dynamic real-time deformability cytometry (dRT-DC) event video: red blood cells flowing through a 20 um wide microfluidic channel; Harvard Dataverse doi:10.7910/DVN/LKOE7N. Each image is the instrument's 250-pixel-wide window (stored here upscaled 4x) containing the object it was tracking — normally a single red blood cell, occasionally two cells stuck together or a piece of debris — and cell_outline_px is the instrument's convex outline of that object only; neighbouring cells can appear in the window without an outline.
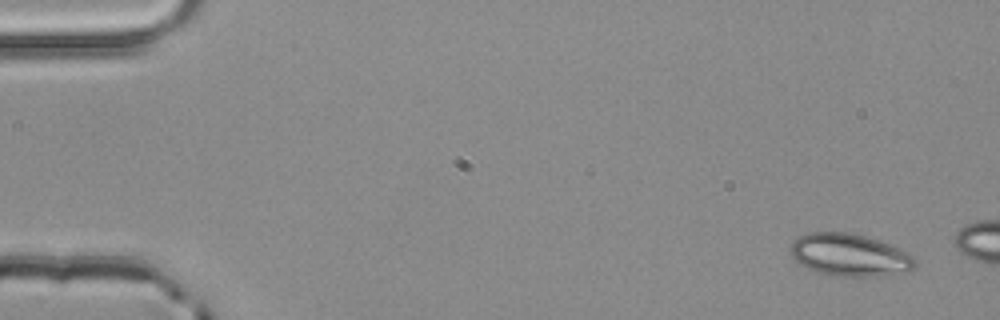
{"species": "common noctule bat (a hibernating species)", "species_latin": "Nyctalus noctula", "temperature_condition": "room temperature", "stored_images_in_passage": 2, "camera_frame_rate_fps": 3000, "um_per_image_px": 0.085, "animal": {"sex": "male", "body_mass_g": 20.4}, "frame": {"image": 1, "passage_image": 1, "time_ms": 0.0, "image_size_px": [1000, 320], "cell_outline_px": [[916, 268], [908, 272], [884, 276], [832, 276], [816, 272], [800, 264], [792, 256], [788, 248], [792, 240], [808, 232], [848, 232], [864, 236], [888, 244], [908, 252], [916, 256]], "centroid_in_image_um": [72.23, 21.69], "position_along_channel_um": 12.8, "area_um2": 31.21}}